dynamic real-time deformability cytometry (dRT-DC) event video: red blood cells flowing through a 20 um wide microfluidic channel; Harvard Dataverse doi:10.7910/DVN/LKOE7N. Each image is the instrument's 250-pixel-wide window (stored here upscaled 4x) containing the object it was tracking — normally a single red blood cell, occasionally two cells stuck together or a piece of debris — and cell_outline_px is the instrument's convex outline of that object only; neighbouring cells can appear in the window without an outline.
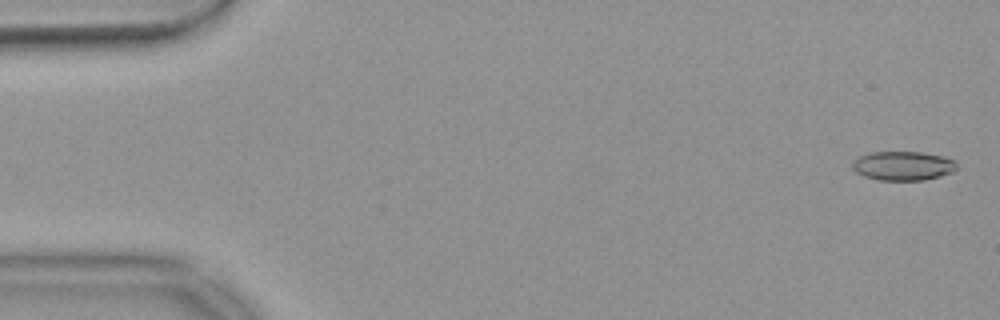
{"species": "common noctule bat (a hibernating species)", "species_latin": "Nyctalus noctula", "temperature_condition": "warm", "stored_images_in_passage": 55, "camera_frame_rate_fps": 3000, "um_per_image_px": 0.085, "animal": {"sex": "female", "body_mass_g": 18.4}, "frame": {"image": 1, "passage_image": 2, "time_ms": 0.333, "image_size_px": [1000, 320], "cell_outline_px": [[956, 168], [952, 172], [940, 176], [924, 180], [880, 180], [864, 176], [856, 172], [852, 168], [852, 160], [860, 156], [872, 152], [920, 152], [944, 156], [952, 160], [956, 164]], "centroid_in_image_um": [76.73, 14.09], "position_along_channel_um": 8.3, "area_um2": 17.63}}
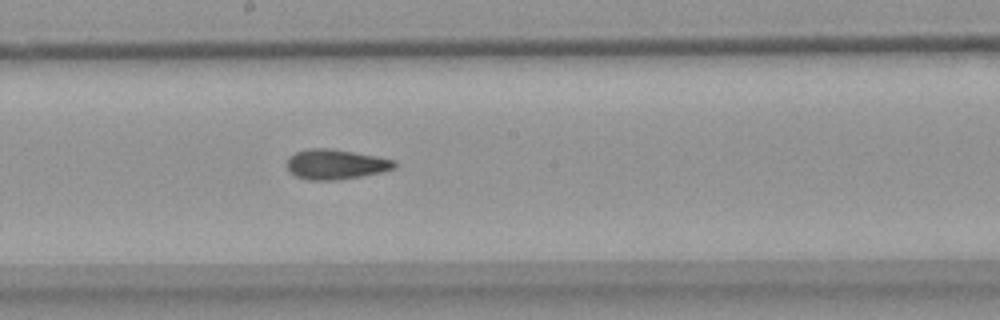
{"frame": {"image": 2, "passage_image": 30, "time_ms": 9.667, "image_size_px": [1000, 320], "cell_outline_px": [[396, 168], [380, 172], [360, 176], [336, 180], [308, 180], [296, 176], [288, 168], [288, 156], [296, 152], [308, 148], [332, 148], [376, 156], [396, 160]], "centroid_in_image_um": [28.54, 13.95], "position_along_channel_um": 219.7, "area_um2": 18.73}}
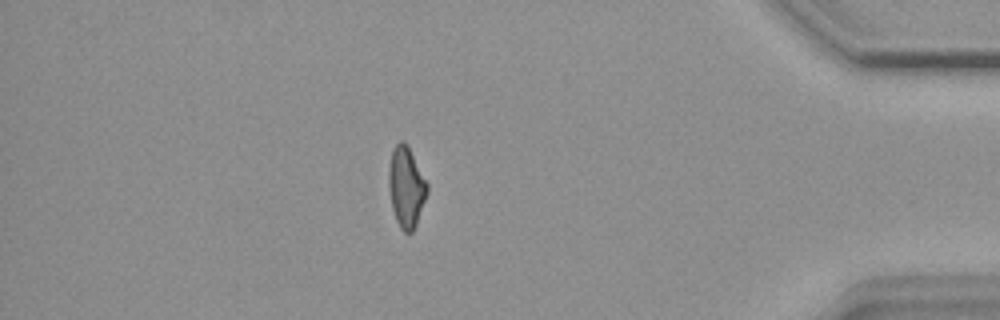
{"frame": {"image": 3, "passage_image": 48, "time_ms": 15.667, "image_size_px": [1000, 320], "cell_outline_px": [[428, 192], [416, 224], [412, 232], [404, 232], [400, 228], [396, 220], [392, 208], [388, 188], [388, 172], [392, 148], [400, 140], [404, 140], [408, 144], [428, 184]], "centroid_in_image_um": [34.52, 15.85], "position_along_channel_um": 400.7, "area_um2": 18.26}, "authors_computed_cell_mechanics": {"area_um2": 18.3226, "velocity_mm_per_s": 3.7038, "shape_relaxation_time_tau1_ms": null, "shape_relaxation_time_tau2_ms": 3.8712, "deformation_change_tau1": null, "deformation_change_tau2": 0.1284}}